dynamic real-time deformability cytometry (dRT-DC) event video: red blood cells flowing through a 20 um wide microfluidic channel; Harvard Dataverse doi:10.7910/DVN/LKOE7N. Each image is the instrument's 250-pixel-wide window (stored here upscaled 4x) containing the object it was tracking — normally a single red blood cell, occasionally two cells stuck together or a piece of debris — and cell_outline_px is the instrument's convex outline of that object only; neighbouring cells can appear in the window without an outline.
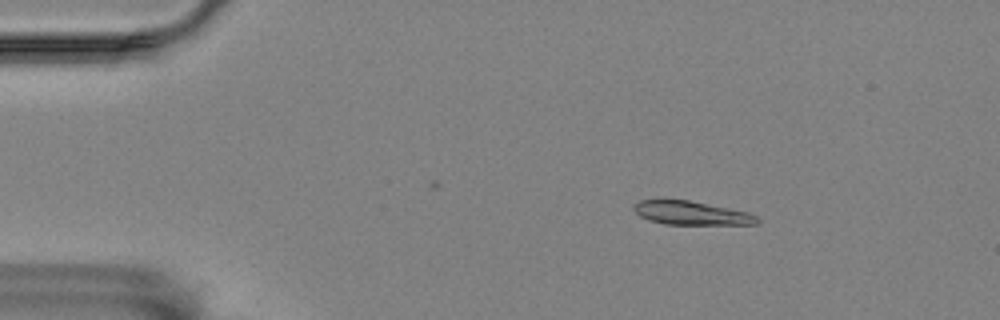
{"species": "Egyptian fruit bat (a non-hibernating species)", "species_latin": "Rousettus aegyptiacus", "temperature_condition": "room temperature", "stored_images_in_passage": 5, "camera_frame_rate_fps": 3000, "um_per_image_px": 0.085, "animal": {"sex": "female"}, "frame": {"image": 1, "passage_image": 2, "time_ms": 1.333, "image_size_px": [1000, 320], "cell_outline_px": [[760, 220], [756, 224], [664, 224], [648, 220], [640, 216], [632, 208], [632, 204], [640, 200], [688, 200], [748, 212], [756, 216]], "centroid_in_image_um": [58.72, 18.11], "position_along_channel_um": 26.3, "area_um2": 16.82}}
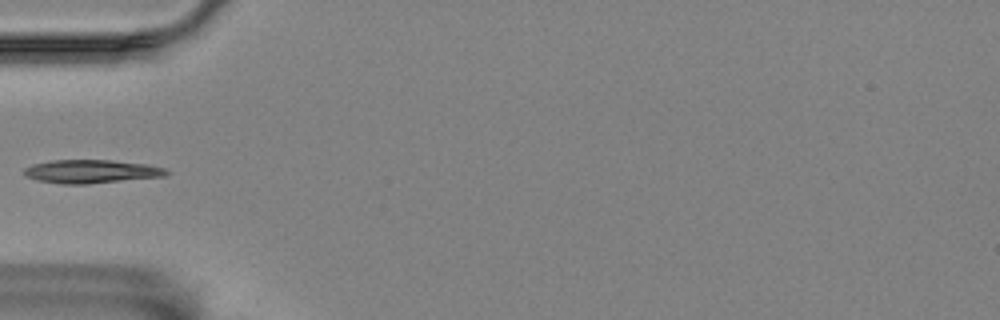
{"frame": {"image": 2, "passage_image": 5, "time_ms": 4.667, "image_size_px": [1000, 320], "cell_outline_px": [[168, 172], [164, 176], [88, 184], [60, 184], [36, 180], [24, 176], [24, 168], [32, 164], [52, 160], [112, 160], [148, 164], [164, 168]], "centroid_in_image_um": [7.7, 14.57], "position_along_channel_um": 77.3, "area_um2": 19.48}}